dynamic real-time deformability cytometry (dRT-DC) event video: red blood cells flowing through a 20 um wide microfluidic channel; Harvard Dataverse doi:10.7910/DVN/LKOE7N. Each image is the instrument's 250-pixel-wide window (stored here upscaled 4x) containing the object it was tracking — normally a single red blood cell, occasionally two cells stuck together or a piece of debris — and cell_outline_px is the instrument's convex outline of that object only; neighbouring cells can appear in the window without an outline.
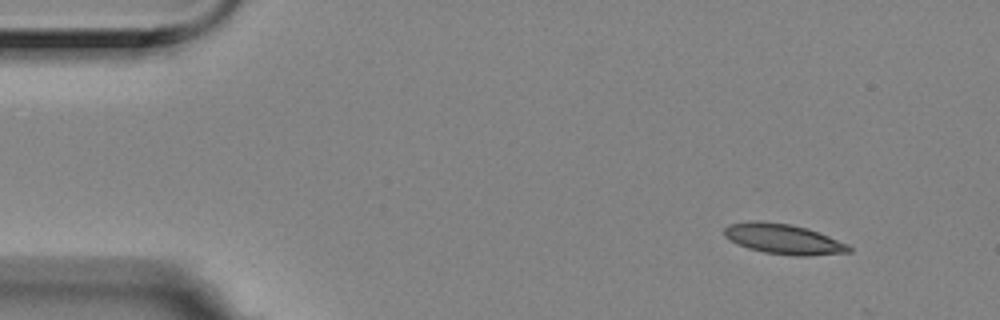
{"species": "Egyptian fruit bat (a non-hibernating species)", "species_latin": "Rousettus aegyptiacus", "temperature_condition": "room temperature", "stored_images_in_passage": 4, "camera_frame_rate_fps": 3000, "um_per_image_px": 0.085, "animal": {"sex": "female"}, "frame": {"image": 1, "passage_image": 1, "time_ms": 0.0, "image_size_px": [1000, 320], "cell_outline_px": [[852, 252], [808, 256], [796, 256], [764, 252], [748, 248], [736, 244], [724, 236], [724, 228], [728, 224], [752, 220], [760, 220], [792, 224], [808, 228], [848, 244], [852, 248]], "centroid_in_image_um": [66.58, 20.31], "position_along_channel_um": 18.4, "area_um2": 22.2}}